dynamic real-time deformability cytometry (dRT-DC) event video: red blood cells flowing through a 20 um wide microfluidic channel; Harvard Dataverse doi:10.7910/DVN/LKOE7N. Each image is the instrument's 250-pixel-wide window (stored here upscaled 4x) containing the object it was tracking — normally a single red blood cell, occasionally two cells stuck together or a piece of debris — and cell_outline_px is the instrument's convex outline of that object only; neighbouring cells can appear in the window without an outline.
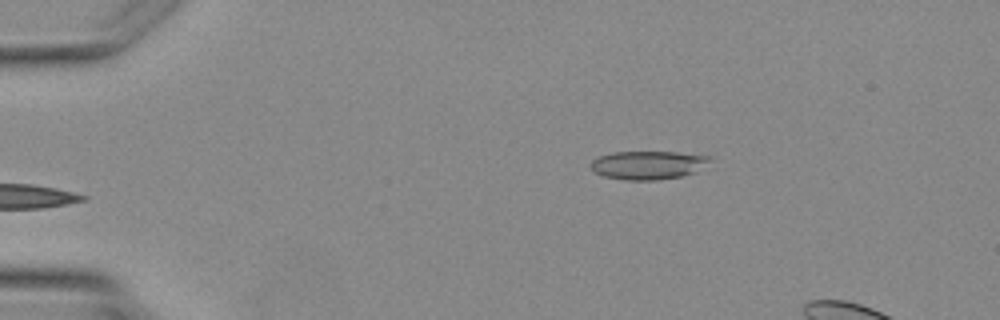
{"species": "Egyptian fruit bat (a non-hibernating species)", "species_latin": "Rousettus aegyptiacus", "temperature_condition": "warm", "stored_images_in_passage": 3, "camera_frame_rate_fps": 3000, "um_per_image_px": 0.085, "animal": {"sex": "female"}, "frame": {"image": 1, "passage_image": 3, "time_ms": 2.333, "image_size_px": [1000, 320], "cell_outline_px": [[712, 160], [696, 172], [680, 176], [656, 180], [624, 180], [604, 176], [596, 172], [592, 168], [592, 160], [600, 156], [612, 152], [676, 152], [712, 156]], "centroid_in_image_um": [55.12, 14.02], "position_along_channel_um": 29.9, "area_um2": 19.65}}